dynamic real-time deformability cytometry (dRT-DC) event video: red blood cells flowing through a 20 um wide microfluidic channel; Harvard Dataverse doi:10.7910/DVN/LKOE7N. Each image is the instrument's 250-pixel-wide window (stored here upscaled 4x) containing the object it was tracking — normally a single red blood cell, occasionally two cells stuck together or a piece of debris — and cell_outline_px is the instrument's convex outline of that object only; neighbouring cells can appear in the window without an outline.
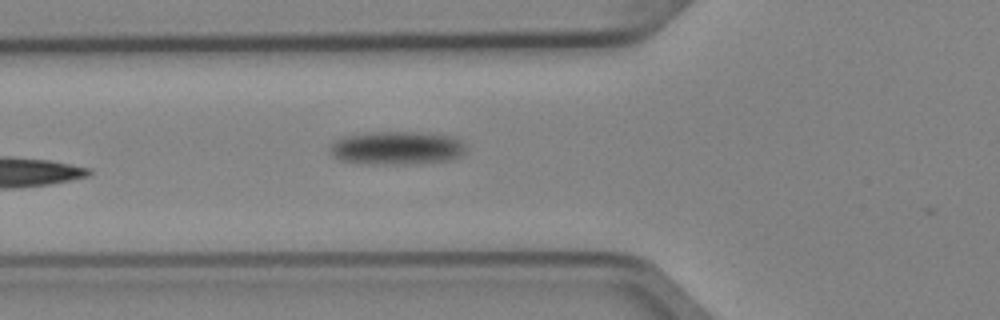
{"species": "Egyptian fruit bat (a non-hibernating species)", "species_latin": "Rousettus aegyptiacus", "temperature_condition": "cold", "stored_images_in_passage": 3, "camera_frame_rate_fps": 3000, "um_per_image_px": 0.085, "animal": {"sex": "female"}, "frame": {"image": 1, "passage_image": 3, "time_ms": 0.667, "image_size_px": [1000, 320], "cell_outline_px": [[464, 152], [460, 156], [448, 160], [404, 164], [368, 164], [340, 160], [332, 156], [328, 148], [328, 144], [340, 136], [364, 132], [416, 132], [452, 136], [460, 140], [464, 144]], "centroid_in_image_um": [33.62, 12.57], "position_along_channel_um": 92.2, "area_um2": 26.7}}